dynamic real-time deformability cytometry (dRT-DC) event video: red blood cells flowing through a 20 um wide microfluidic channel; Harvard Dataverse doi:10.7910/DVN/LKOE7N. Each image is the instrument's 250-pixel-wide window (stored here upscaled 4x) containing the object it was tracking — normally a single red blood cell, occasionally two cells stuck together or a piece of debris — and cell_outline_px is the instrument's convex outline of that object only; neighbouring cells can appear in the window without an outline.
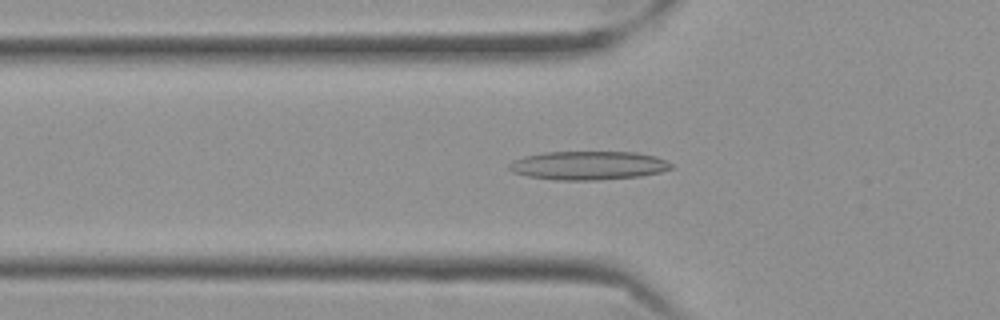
{"species": "Egyptian fruit bat (a non-hibernating species)", "species_latin": "Rousettus aegyptiacus", "temperature_condition": "cold", "stored_images_in_passage": 56, "camera_frame_rate_fps": 3000, "um_per_image_px": 0.085, "frame": {"image": 1, "passage_image": 18, "time_ms": 5.667, "image_size_px": [1000, 320], "cell_outline_px": [[676, 168], [660, 172], [640, 176], [596, 180], [552, 180], [528, 176], [512, 172], [508, 168], [508, 164], [512, 160], [524, 156], [544, 152], [636, 152], [656, 156], [672, 164]], "centroid_in_image_um": [49.99, 14.06], "position_along_channel_um": 75.8, "area_um2": 27.28}}
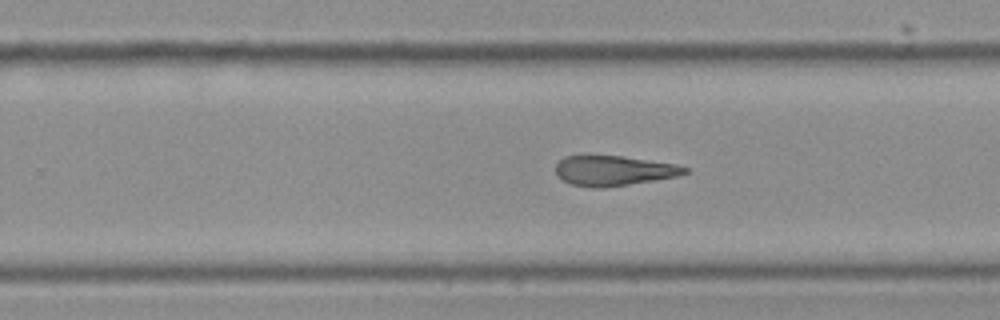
{"frame": {"image": 2, "passage_image": 35, "time_ms": 11.333, "image_size_px": [1000, 320], "cell_outline_px": [[688, 172], [676, 176], [604, 188], [592, 188], [572, 184], [556, 176], [556, 164], [564, 156], [620, 156], [676, 164], [688, 168]], "centroid_in_image_um": [52.13, 14.51], "position_along_channel_um": 277.7, "area_um2": 22.25}}
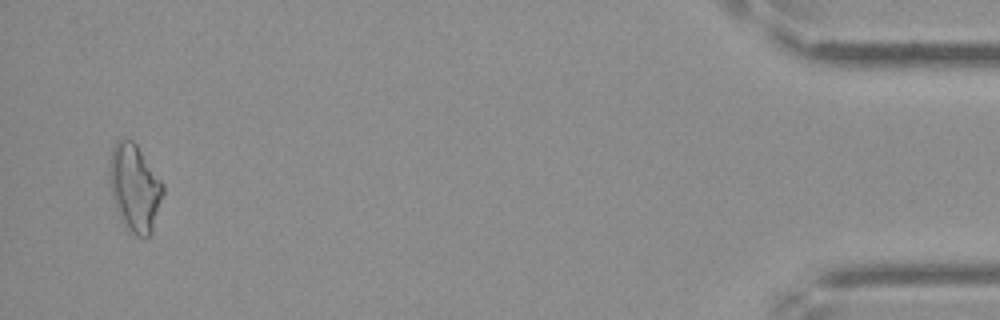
{"frame": {"image": 3, "passage_image": 54, "time_ms": 17.667, "image_size_px": [1000, 320], "cell_outline_px": [[164, 192], [152, 232], [148, 236], [136, 236], [128, 228], [120, 216], [112, 196], [108, 180], [108, 168], [112, 148], [116, 140], [132, 140], [136, 144], [164, 184]], "centroid_in_image_um": [11.44, 15.93], "position_along_channel_um": 423.8, "area_um2": 26.99}, "authors_computed_cell_mechanics": {"area_um2": 24.4494, "velocity_mm_per_s": 3.542, "shape_relaxation_time_tau1_ms": null, "shape_relaxation_time_tau2_ms": 7.6751, "deformation_change_tau1": null, "deformation_change_tau2": 0.1994}}